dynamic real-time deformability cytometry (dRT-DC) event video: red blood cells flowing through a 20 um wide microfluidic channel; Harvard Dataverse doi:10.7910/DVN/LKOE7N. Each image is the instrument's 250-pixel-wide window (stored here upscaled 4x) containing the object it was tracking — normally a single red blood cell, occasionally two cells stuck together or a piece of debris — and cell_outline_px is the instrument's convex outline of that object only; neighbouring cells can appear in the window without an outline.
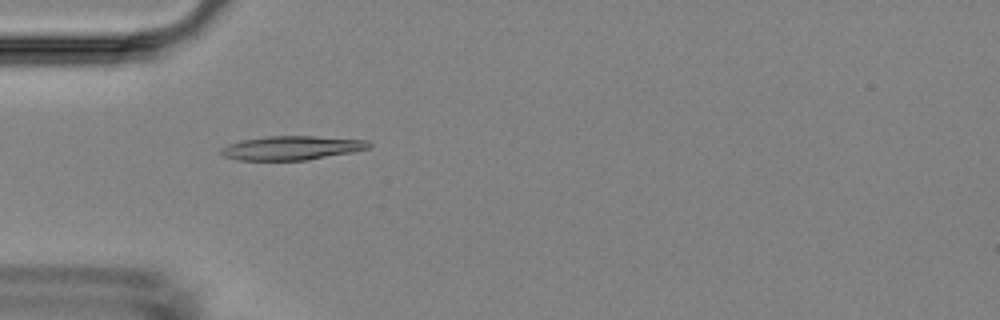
{"species": "Egyptian fruit bat (a non-hibernating species)", "species_latin": "Rousettus aegyptiacus", "temperature_condition": "room temperature", "stored_images_in_passage": 3, "camera_frame_rate_fps": 3000, "um_per_image_px": 0.085, "animal": {"sex": "female"}, "frame": {"image": 1, "passage_image": 1, "time_ms": 0.0, "image_size_px": [1000, 320], "cell_outline_px": [[372, 144], [368, 148], [352, 152], [308, 160], [236, 160], [224, 156], [220, 152], [220, 148], [228, 144], [244, 140], [268, 136], [316, 136], [368, 140]], "centroid_in_image_um": [24.8, 12.57], "position_along_channel_um": 60.2, "area_um2": 20.63}}